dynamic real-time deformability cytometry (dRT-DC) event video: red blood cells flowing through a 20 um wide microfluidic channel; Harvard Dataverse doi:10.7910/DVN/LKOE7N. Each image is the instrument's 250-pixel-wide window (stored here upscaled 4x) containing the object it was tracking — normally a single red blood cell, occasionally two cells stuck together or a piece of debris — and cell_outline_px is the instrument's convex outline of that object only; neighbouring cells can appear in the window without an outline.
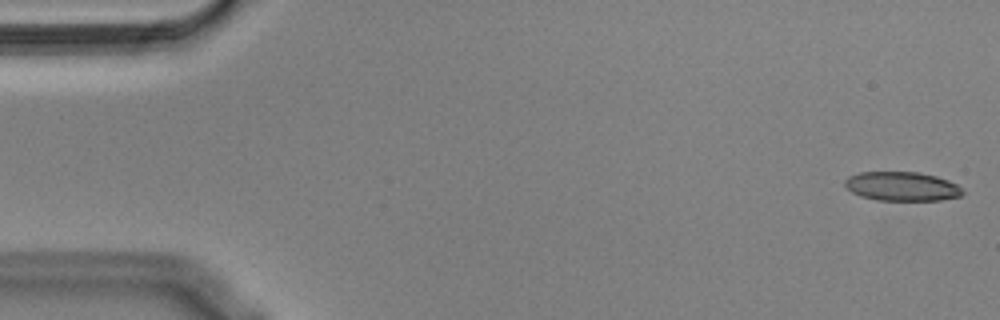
{"species": "Egyptian fruit bat (a non-hibernating species)", "species_latin": "Rousettus aegyptiacus", "temperature_condition": "cold", "stored_images_in_passage": 54, "camera_frame_rate_fps": 3000, "um_per_image_px": 0.085, "animal": {"sex": "male"}, "frame": {"image": 1, "passage_image": 1, "time_ms": 0.0, "image_size_px": [1000, 320], "cell_outline_px": [[964, 192], [960, 196], [940, 200], [876, 200], [860, 196], [852, 192], [844, 184], [844, 180], [848, 176], [860, 172], [920, 172], [936, 176], [948, 180], [956, 184]], "centroid_in_image_um": [76.64, 15.83], "position_along_channel_um": 8.4, "area_um2": 19.94}}
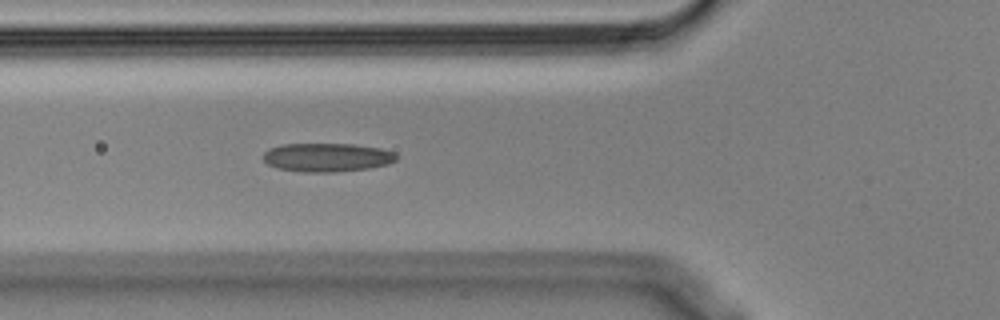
{"frame": {"image": 2, "passage_image": 19, "time_ms": 6.0, "image_size_px": [1000, 320], "cell_outline_px": [[396, 160], [388, 164], [368, 168], [332, 172], [304, 172], [280, 168], [268, 164], [264, 160], [264, 152], [268, 148], [284, 144], [352, 144], [380, 148], [392, 152], [396, 156]], "centroid_in_image_um": [27.78, 13.37], "position_along_channel_um": 98.0, "area_um2": 21.96}}
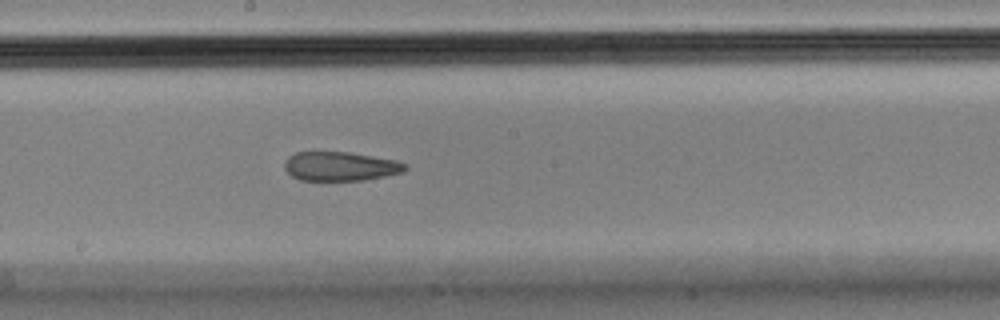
{"frame": {"image": 3, "passage_image": 29, "time_ms": 9.333, "image_size_px": [1000, 320], "cell_outline_px": [[408, 168], [404, 172], [364, 180], [300, 180], [292, 176], [284, 168], [284, 160], [288, 156], [296, 152], [348, 152], [396, 160], [408, 164]], "centroid_in_image_um": [28.93, 14.13], "position_along_channel_um": 219.3, "area_um2": 20.52}, "authors_computed_cell_mechanics": {"area_um2": 21.9062, "velocity_mm_per_s": 3.6197, "shape_relaxation_time_tau1_ms": null, "shape_relaxation_time_tau2_ms": 3.0821, "deformation_change_tau1": null, "deformation_change_tau2": 0.1216}}